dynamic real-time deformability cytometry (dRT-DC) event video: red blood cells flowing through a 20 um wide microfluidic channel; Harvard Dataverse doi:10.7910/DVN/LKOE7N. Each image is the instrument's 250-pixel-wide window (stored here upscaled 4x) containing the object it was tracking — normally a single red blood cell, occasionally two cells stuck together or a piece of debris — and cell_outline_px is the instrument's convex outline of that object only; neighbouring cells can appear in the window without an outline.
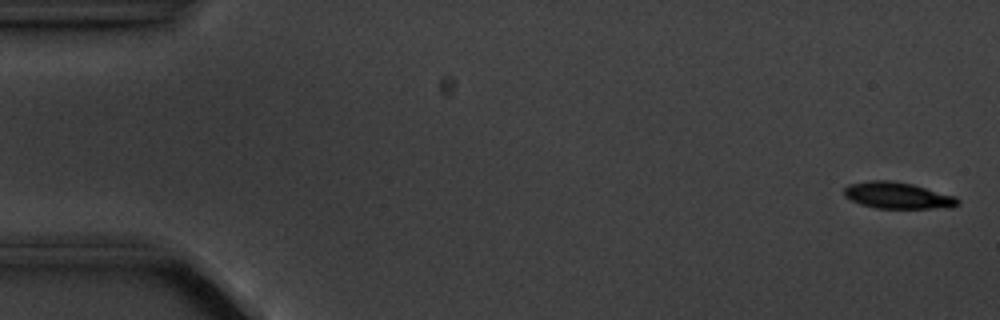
{"species": "common noctule bat (a hibernating species)", "species_latin": "Nyctalus noctula", "temperature_condition": "cold", "stored_images_in_passage": 15, "camera_frame_rate_fps": 3000, "um_per_image_px": 0.085, "animal": {"sex": "male", "body_mass_g": 20.1, "forearm_length_mm": 53.5}, "frame": {"image": 1, "passage_image": 1, "time_ms": 0.0, "image_size_px": [1000, 320], "cell_outline_px": [[960, 204], [952, 208], [876, 208], [860, 204], [844, 196], [844, 188], [848, 184], [868, 180], [888, 180], [912, 184], [956, 196], [960, 200]], "centroid_in_image_um": [76.32, 16.61], "position_along_channel_um": 8.7, "area_um2": 17.69}}
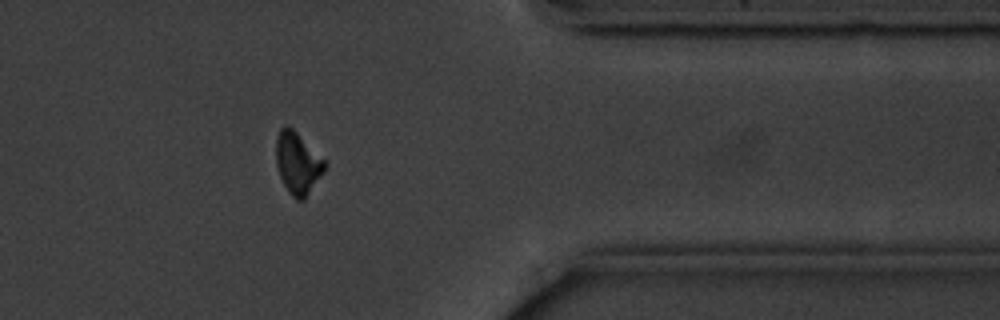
{"frame": {"image": 2, "passage_image": 13, "time_ms": 14.667, "image_size_px": [1000, 320], "cell_outline_px": [[328, 164], [324, 172], [304, 200], [296, 200], [288, 192], [280, 176], [276, 164], [276, 140], [280, 128], [284, 124], [288, 124]], "centroid_in_image_um": [25.29, 13.87], "position_along_channel_um": 386.1, "area_um2": 17.46}}
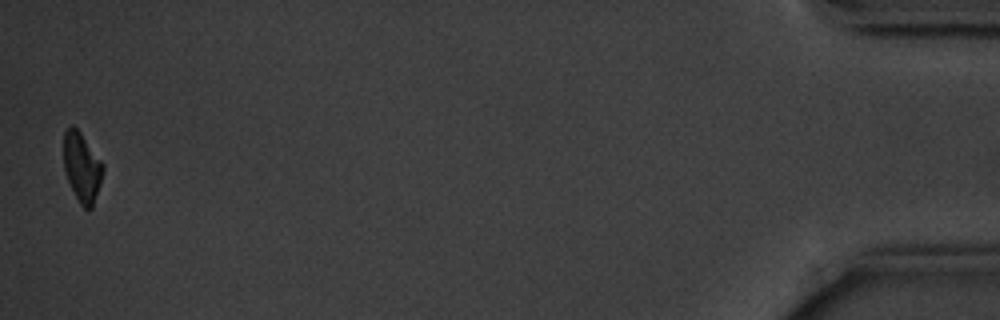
{"frame": {"image": 3, "passage_image": 15, "time_ms": 18.0, "image_size_px": [1000, 320], "cell_outline_px": [[104, 168], [100, 184], [92, 208], [84, 208], [80, 204], [64, 172], [64, 132], [72, 124], [80, 132], [104, 164]], "centroid_in_image_um": [6.97, 14.2], "position_along_channel_um": 428.2, "area_um2": 15.66}, "authors_computed_cell_mechanics": {"area_um2": 18.0914, "velocity_mm_per_s": 3.5366, "shape_relaxation_time_tau1_ms": 1.7129, "shape_relaxation_time_tau2_ms": null, "deformation_change_tau1": 0.0754, "deformation_change_tau2": null}}